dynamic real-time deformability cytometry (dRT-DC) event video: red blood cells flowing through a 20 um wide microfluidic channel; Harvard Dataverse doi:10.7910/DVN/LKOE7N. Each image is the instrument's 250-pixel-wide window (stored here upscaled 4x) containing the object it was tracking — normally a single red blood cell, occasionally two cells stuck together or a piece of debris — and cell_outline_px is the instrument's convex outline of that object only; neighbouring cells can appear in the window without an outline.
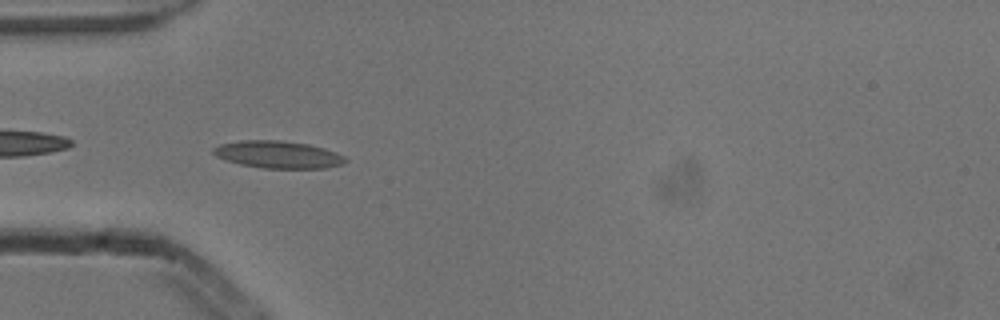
{"species": "common noctule bat (a hibernating species)", "species_latin": "Nyctalus noctula", "temperature_condition": "cold", "stored_images_in_passage": 5, "camera_frame_rate_fps": 3000, "um_per_image_px": 0.085, "animal": {"sex": "male", "body_mass_g": 13.3}, "frame": {"image": 1, "passage_image": 4, "time_ms": 1.0, "image_size_px": [1000, 320], "cell_outline_px": [[348, 160], [344, 164], [324, 168], [264, 168], [240, 164], [224, 160], [216, 156], [212, 152], [212, 148], [220, 144], [240, 140], [280, 140], [308, 144], [324, 148], [336, 152], [344, 156]], "centroid_in_image_um": [23.62, 13.13], "position_along_channel_um": 61.4, "area_um2": 21.1}}
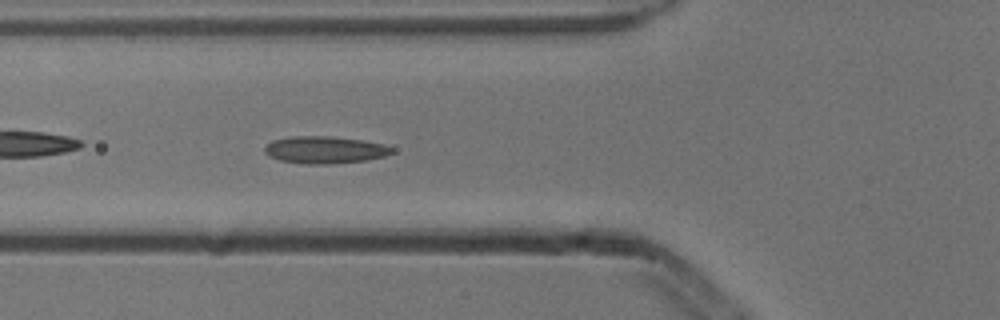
{"frame": {"image": 2, "passage_image": 5, "time_ms": 1.333, "image_size_px": [1000, 320], "cell_outline_px": [[396, 152], [384, 156], [364, 160], [332, 164], [304, 164], [280, 160], [268, 156], [264, 152], [264, 148], [272, 140], [292, 136], [332, 136], [364, 140], [384, 144], [392, 148]], "centroid_in_image_um": [27.61, 12.73], "position_along_channel_um": 98.2, "area_um2": 20.29}}